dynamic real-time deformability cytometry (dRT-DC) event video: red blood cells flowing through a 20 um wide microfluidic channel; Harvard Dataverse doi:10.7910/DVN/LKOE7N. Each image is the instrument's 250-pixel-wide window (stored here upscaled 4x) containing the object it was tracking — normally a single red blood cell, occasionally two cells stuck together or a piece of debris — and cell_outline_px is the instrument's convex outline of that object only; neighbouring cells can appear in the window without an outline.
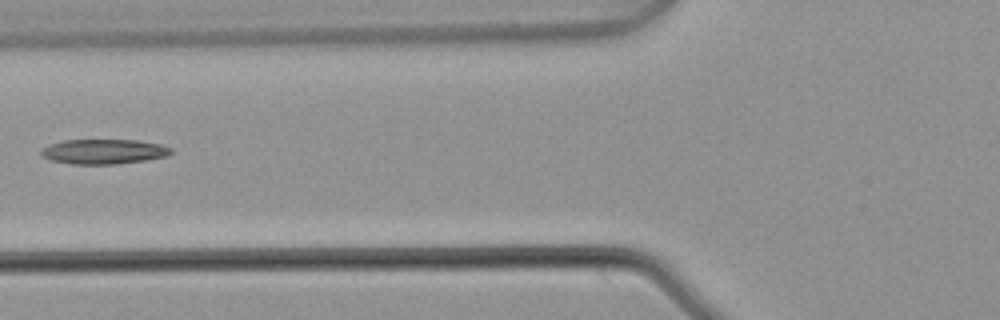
{"species": "common noctule bat (a hibernating species)", "species_latin": "Nyctalus noctula", "temperature_condition": "warm", "stored_images_in_passage": 2, "camera_frame_rate_fps": 3000, "um_per_image_px": 0.085, "animal": {"sex": "male", "body_mass_g": 21.5, "forearm_length_mm": 52.0}, "frame": {"image": 1, "passage_image": 2, "time_ms": 0.333, "image_size_px": [1000, 320], "cell_outline_px": [[172, 152], [168, 156], [144, 160], [116, 164], [72, 164], [52, 160], [40, 156], [40, 148], [48, 144], [64, 140], [136, 140], [160, 144], [172, 148]], "centroid_in_image_um": [8.78, 12.88], "position_along_channel_um": 117.0, "area_um2": 18.9}}